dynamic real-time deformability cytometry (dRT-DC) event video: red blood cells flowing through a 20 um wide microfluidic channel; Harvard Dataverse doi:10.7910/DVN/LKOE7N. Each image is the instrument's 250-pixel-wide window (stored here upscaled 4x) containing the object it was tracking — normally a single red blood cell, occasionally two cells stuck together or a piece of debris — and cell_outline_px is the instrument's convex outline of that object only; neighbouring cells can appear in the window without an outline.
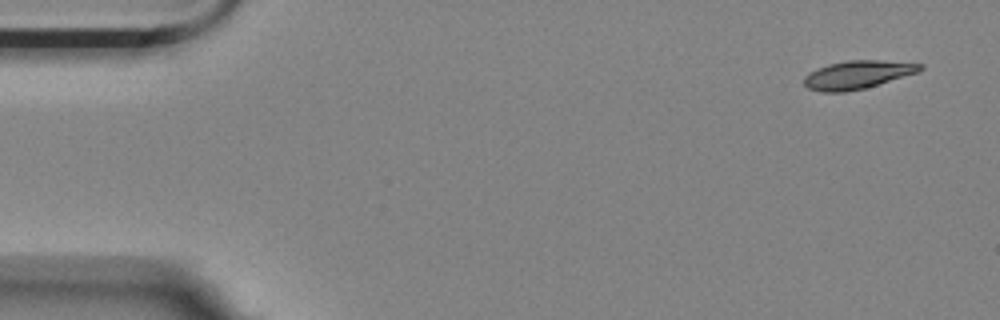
{"species": "Egyptian fruit bat (a non-hibernating species)", "species_latin": "Rousettus aegyptiacus", "temperature_condition": "room temperature", "stored_images_in_passage": 9, "camera_frame_rate_fps": 3000, "um_per_image_px": 0.085, "animal": {"sex": "female"}, "frame": {"image": 1, "passage_image": 1, "time_ms": 0.0, "image_size_px": [1000, 320], "cell_outline_px": [[924, 68], [920, 72], [864, 88], [844, 92], [820, 92], [808, 88], [804, 84], [804, 76], [808, 72], [816, 68], [828, 64], [848, 60], [880, 60], [924, 64]], "centroid_in_image_um": [72.88, 6.34], "position_along_channel_um": 12.1, "area_um2": 19.19}}
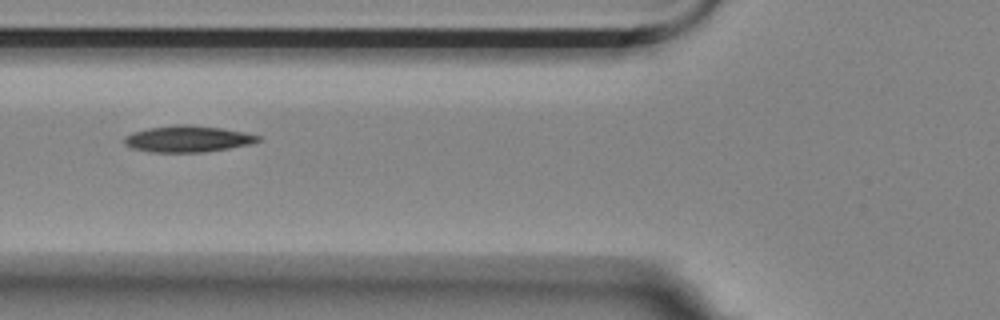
{"frame": {"image": 2, "passage_image": 5, "time_ms": 1.333, "image_size_px": [1000, 320], "cell_outline_px": [[260, 140], [248, 144], [228, 148], [204, 152], [152, 152], [132, 148], [124, 144], [124, 136], [132, 132], [148, 128], [172, 124], [192, 124], [220, 128], [244, 132], [260, 136]], "centroid_in_image_um": [15.9, 11.79], "position_along_channel_um": 109.9, "area_um2": 20.58}}
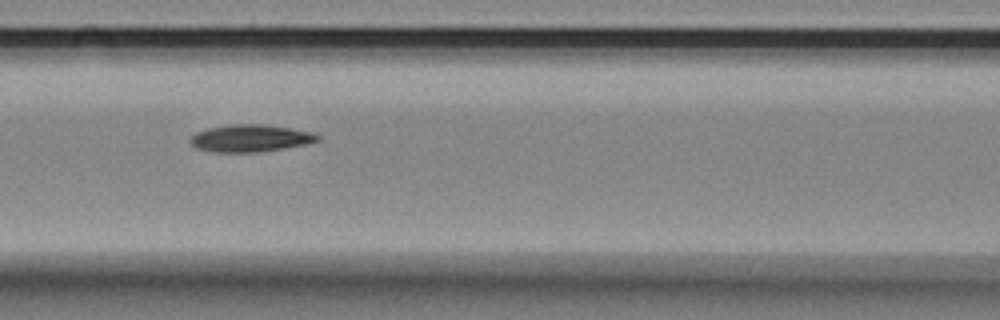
{"frame": {"image": 3, "passage_image": 6, "time_ms": 1.667, "image_size_px": [1000, 320], "cell_outline_px": [[320, 140], [304, 144], [256, 152], [212, 152], [196, 148], [188, 140], [196, 132], [208, 128], [228, 124], [264, 124], [292, 128], [312, 132], [320, 136]], "centroid_in_image_um": [21.24, 11.73], "position_along_channel_um": 145.4, "area_um2": 20.11}}